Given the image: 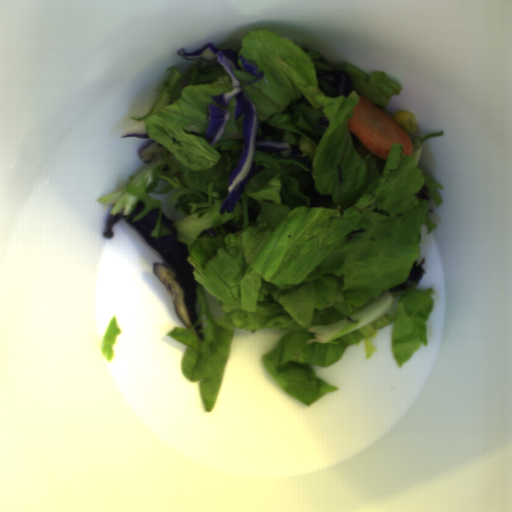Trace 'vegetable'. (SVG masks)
Masks as SVG:
<instances>
[{"instance_id": "obj_2", "label": "vegetable", "mask_w": 512, "mask_h": 512, "mask_svg": "<svg viewBox=\"0 0 512 512\" xmlns=\"http://www.w3.org/2000/svg\"><path fill=\"white\" fill-rule=\"evenodd\" d=\"M120 334L121 330L117 326V317L114 316L106 329V332L100 345L101 353L109 362L113 358V345H115V339Z\"/></svg>"}, {"instance_id": "obj_1", "label": "vegetable", "mask_w": 512, "mask_h": 512, "mask_svg": "<svg viewBox=\"0 0 512 512\" xmlns=\"http://www.w3.org/2000/svg\"><path fill=\"white\" fill-rule=\"evenodd\" d=\"M239 56L257 66L254 84L239 59H227L255 105L256 138L288 142L287 151H258L263 170L243 187L232 212L220 210L244 151V112L234 120L235 98L219 140L205 133L209 104L232 90L224 66L199 59L156 87L149 112L131 117L160 146L125 187L98 199L110 215L131 222L159 209L153 239L171 231L187 246L196 280L198 320L168 334L186 345L180 368L199 387L211 412L236 330L280 329L284 336L262 366L284 392L306 406L337 392L314 366L339 362L347 347L391 324V350L402 367L428 345L435 288H418L423 275L421 232L436 230L432 213L446 187L421 166L422 144L445 135L410 138L411 155L393 143L386 159L350 129L353 108L365 96L383 111L401 94L386 72L367 74L348 63L329 64L268 29L242 37ZM203 324L204 340L192 330Z\"/></svg>"}]
</instances>
